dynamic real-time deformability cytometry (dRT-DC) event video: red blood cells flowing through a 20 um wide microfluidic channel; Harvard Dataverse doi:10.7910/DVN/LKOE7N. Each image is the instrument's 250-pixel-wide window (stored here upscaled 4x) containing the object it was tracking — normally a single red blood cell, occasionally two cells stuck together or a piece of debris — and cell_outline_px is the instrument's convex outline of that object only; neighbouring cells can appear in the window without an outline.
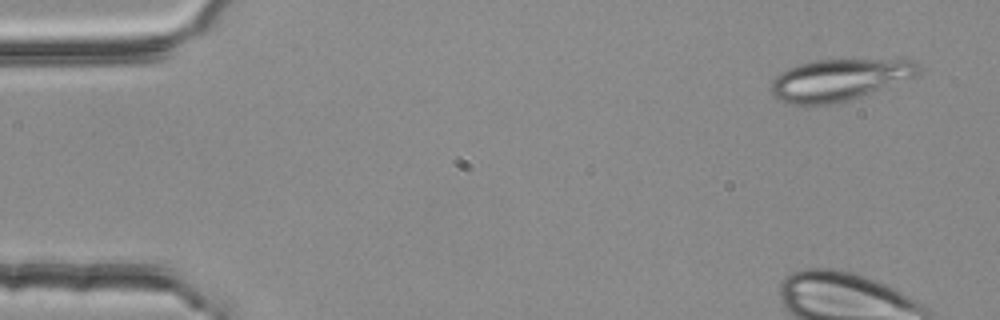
{"species": "common noctule bat (a hibernating species)", "species_latin": "Nyctalus noctula", "temperature_condition": "room temperature", "stored_images_in_passage": 4, "camera_frame_rate_fps": 3000, "um_per_image_px": 0.085, "animal": {"sex": "female", "body_mass_g": 25.1}, "frame": {"image": 1, "passage_image": 1, "time_ms": 0.0, "image_size_px": [1000, 320], "cell_outline_px": [[924, 68], [916, 76], [860, 96], [848, 100], [828, 104], [788, 104], [780, 100], [768, 88], [772, 80], [780, 72], [788, 68], [800, 64], [816, 60], [904, 56], [920, 64]], "centroid_in_image_um": [71.45, 6.71], "position_along_channel_um": 13.6, "area_um2": 36.82}}